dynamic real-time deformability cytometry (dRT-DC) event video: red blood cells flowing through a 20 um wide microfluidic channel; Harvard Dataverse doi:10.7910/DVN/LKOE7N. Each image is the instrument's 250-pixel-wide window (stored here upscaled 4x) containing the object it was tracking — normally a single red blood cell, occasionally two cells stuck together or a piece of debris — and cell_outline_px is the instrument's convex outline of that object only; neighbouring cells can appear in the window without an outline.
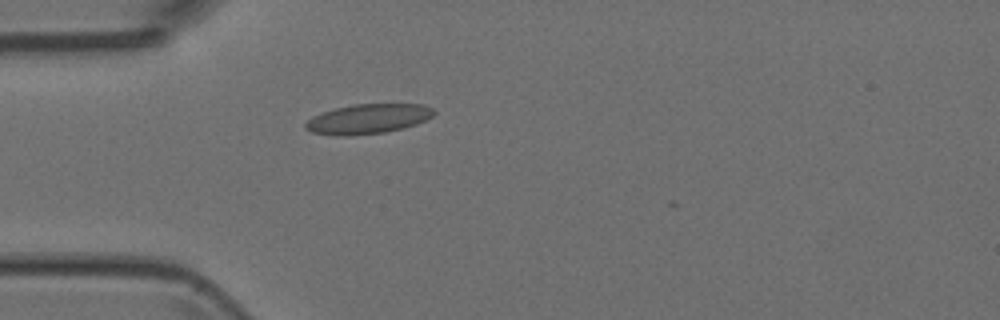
{"species": "Egyptian fruit bat (a non-hibernating species)", "species_latin": "Rousettus aegyptiacus", "temperature_condition": "room temperature", "stored_images_in_passage": 29, "camera_frame_rate_fps": 3000, "um_per_image_px": 0.085, "animal": {"sex": "female"}, "frame": {"image": 1, "passage_image": 1, "time_ms": 0.0, "image_size_px": [1000, 320], "cell_outline_px": [[436, 112], [432, 116], [416, 124], [384, 132], [348, 136], [344, 136], [312, 132], [304, 128], [304, 124], [312, 116], [336, 108], [356, 104], [424, 104], [432, 108]], "centroid_in_image_um": [31.27, 10.1], "position_along_channel_um": 53.7, "area_um2": 21.96}}
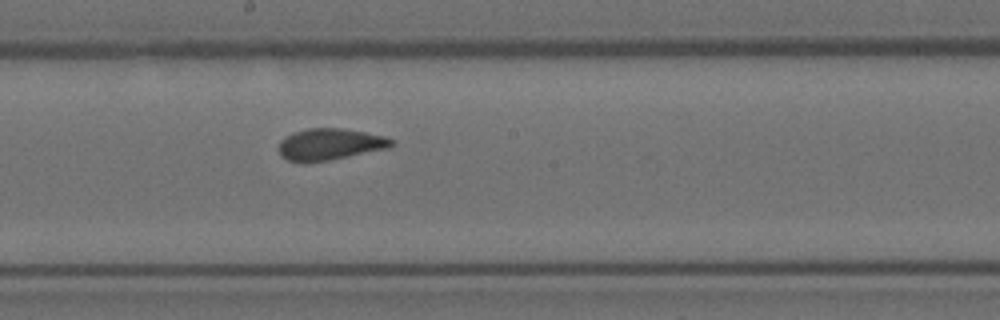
{"frame": {"image": 2, "passage_image": 14, "time_ms": 4.333, "image_size_px": [1000, 320], "cell_outline_px": [[396, 144], [388, 148], [328, 160], [288, 160], [280, 152], [280, 140], [296, 132], [308, 128], [340, 128], [364, 132], [384, 136], [396, 140]], "centroid_in_image_um": [28.14, 12.23], "position_along_channel_um": 220.1, "area_um2": 20.0}}
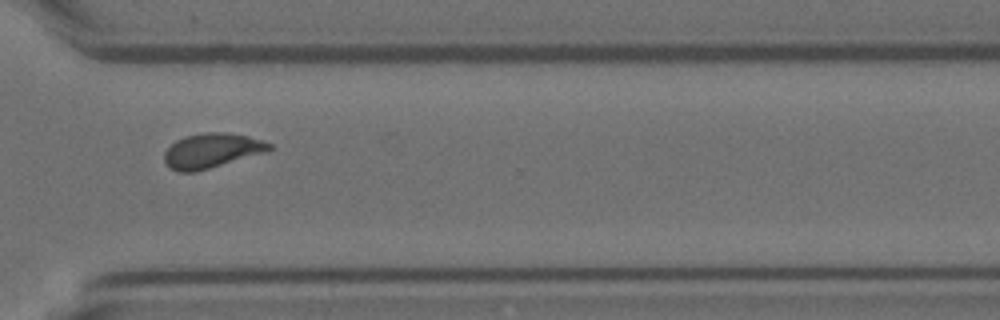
{"frame": {"image": 3, "passage_image": 24, "time_ms": 7.667, "image_size_px": [1000, 320], "cell_outline_px": [[272, 148], [268, 152], [196, 172], [180, 172], [172, 168], [164, 160], [164, 152], [176, 140], [184, 136], [204, 132], [228, 132], [248, 136], [272, 144]], "centroid_in_image_um": [18.02, 12.8], "position_along_channel_um": 352.6, "area_um2": 21.27}}